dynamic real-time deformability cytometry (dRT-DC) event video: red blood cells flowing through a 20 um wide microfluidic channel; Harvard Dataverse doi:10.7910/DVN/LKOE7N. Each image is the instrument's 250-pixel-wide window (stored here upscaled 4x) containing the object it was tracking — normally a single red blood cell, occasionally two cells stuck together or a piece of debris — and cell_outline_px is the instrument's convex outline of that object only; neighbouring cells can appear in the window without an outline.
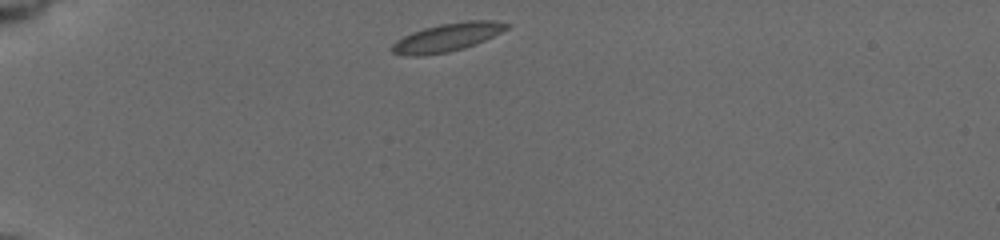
{"species": "common noctule bat (a hibernating species)", "species_latin": "Nyctalus noctula", "temperature_condition": "cold", "stored_images_in_passage": 41, "camera_frame_rate_fps": 3000, "um_per_image_px": 0.085, "animal": {"sex": "female", "body_mass_g": 19.5, "forearm_length_mm": 54.1}, "frame": {"image": 1, "passage_image": 1, "time_ms": 0.0, "image_size_px": [1000, 240], "cell_outline_px": [[512, 24], [508, 28], [476, 44], [464, 48], [448, 52], [420, 56], [404, 56], [392, 52], [392, 44], [396, 40], [412, 32], [424, 28], [440, 24], [464, 20], [496, 20]], "centroid_in_image_um": [38.02, 3.17], "position_along_channel_um": 47.0, "area_um2": 18.96}}
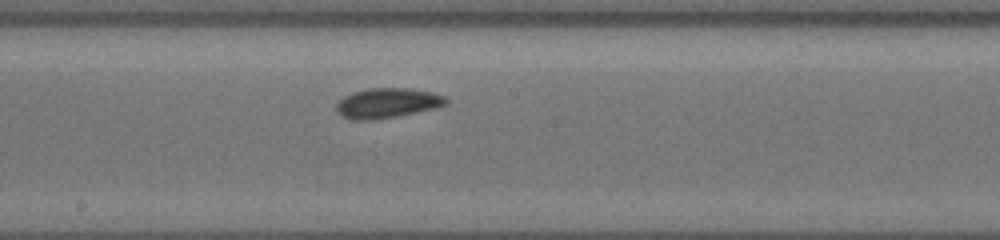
{"frame": {"image": 2, "passage_image": 18, "time_ms": 5.667, "image_size_px": [1000, 240], "cell_outline_px": [[448, 104], [436, 108], [396, 116], [372, 120], [352, 120], [340, 116], [336, 112], [336, 104], [344, 96], [352, 92], [368, 88], [408, 88], [432, 92], [444, 96], [448, 100]], "centroid_in_image_um": [32.89, 8.76], "position_along_channel_um": 215.3, "area_um2": 19.25}}
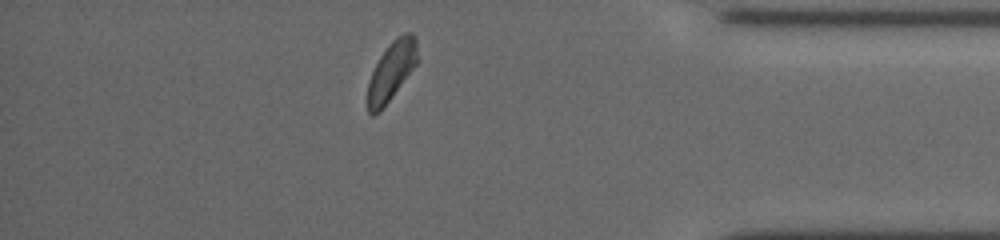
{"frame": {"image": 3, "passage_image": 35, "time_ms": 11.333, "image_size_px": [1000, 240], "cell_outline_px": [[420, 60], [380, 112], [372, 116], [368, 112], [368, 84], [372, 72], [380, 56], [388, 44], [396, 36], [404, 32], [412, 32], [416, 36]], "centroid_in_image_um": [33.32, 5.98], "position_along_channel_um": 401.9, "area_um2": 17.4}, "authors_computed_cell_mechanics": {"area_um2": 18.207, "velocity_mm_per_s": 3.6993, "shape_relaxation_time_tau1_ms": 2.5218, "shape_relaxation_time_tau2_ms": 1.2369, "deformation_change_tau1": 0.0905, "deformation_change_tau2": 0.0401}}